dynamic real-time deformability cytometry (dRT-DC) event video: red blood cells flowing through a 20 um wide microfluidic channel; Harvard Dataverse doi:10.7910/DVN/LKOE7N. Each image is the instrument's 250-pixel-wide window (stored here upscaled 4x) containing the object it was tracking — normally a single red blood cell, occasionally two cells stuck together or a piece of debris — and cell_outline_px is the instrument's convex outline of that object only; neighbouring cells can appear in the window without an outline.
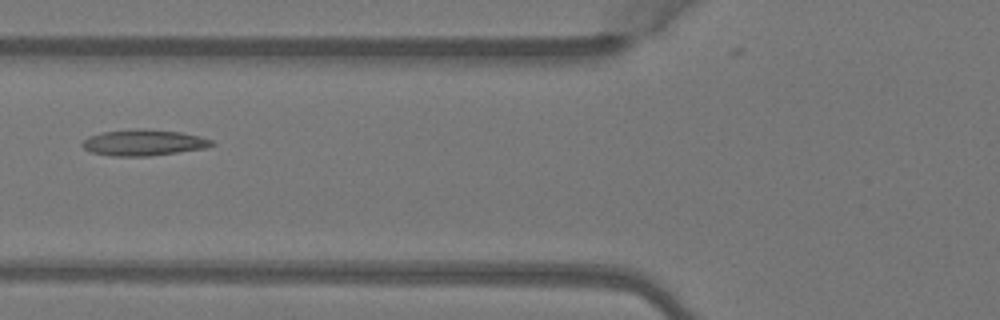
{"species": "Egyptian fruit bat (a non-hibernating species)", "species_latin": "Rousettus aegyptiacus", "temperature_condition": "warm", "stored_images_in_passage": 6, "camera_frame_rate_fps": 3000, "um_per_image_px": 0.085, "animal": {"sex": "female"}, "frame": {"image": 1, "passage_image": 5, "time_ms": 1.333, "image_size_px": [1000, 320], "cell_outline_px": [[216, 144], [204, 148], [148, 156], [112, 156], [92, 152], [84, 148], [80, 144], [88, 136], [104, 132], [136, 128], [144, 128], [180, 132], [200, 136], [212, 140]], "centroid_in_image_um": [12.2, 12.11], "position_along_channel_um": 113.6, "area_um2": 19.59}}
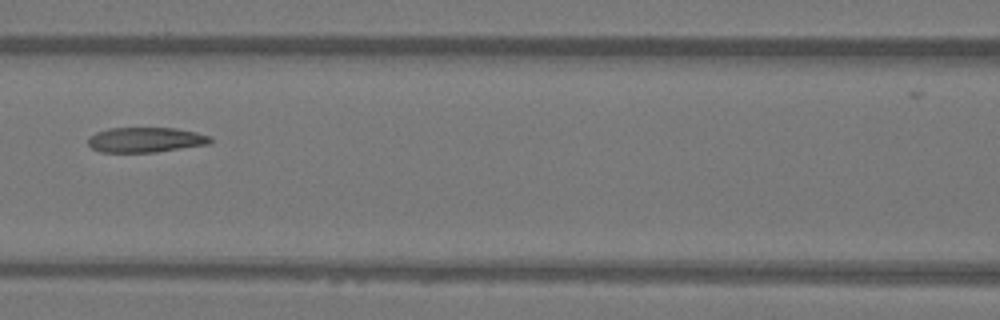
{"frame": {"image": 2, "passage_image": 6, "time_ms": 1.667, "image_size_px": [1000, 320], "cell_outline_px": [[212, 140], [208, 144], [156, 152], [100, 152], [92, 148], [88, 144], [88, 140], [96, 132], [108, 128], [176, 128], [196, 132], [212, 136]], "centroid_in_image_um": [12.39, 11.88], "position_along_channel_um": 154.2, "area_um2": 17.8}}